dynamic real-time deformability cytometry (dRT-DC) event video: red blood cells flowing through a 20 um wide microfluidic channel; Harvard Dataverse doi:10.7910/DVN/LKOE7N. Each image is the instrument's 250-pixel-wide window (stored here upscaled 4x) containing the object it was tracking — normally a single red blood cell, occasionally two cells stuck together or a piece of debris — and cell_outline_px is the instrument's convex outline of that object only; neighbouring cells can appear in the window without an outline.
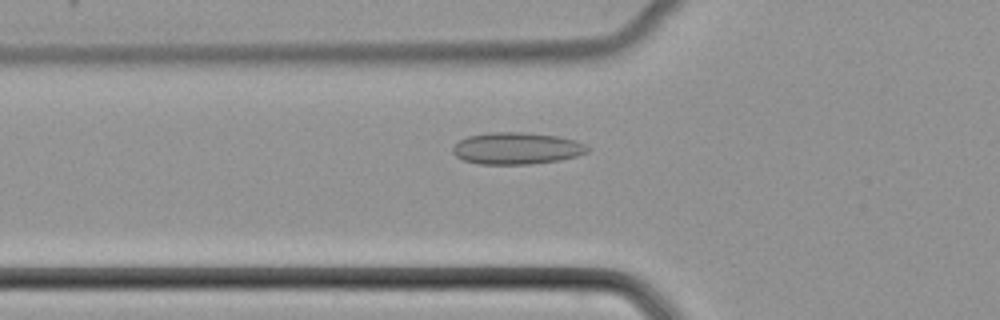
{"species": "common noctule bat (a hibernating species)", "species_latin": "Nyctalus noctula", "temperature_condition": "cold", "stored_images_in_passage": 51, "camera_frame_rate_fps": 3000, "um_per_image_px": 0.085, "animal": {"sex": "female", "body_mass_g": 22.7, "forearm_length_mm": 54.2}, "frame": {"image": 1, "passage_image": 18, "time_ms": 5.667, "image_size_px": [1000, 320], "cell_outline_px": [[592, 148], [588, 152], [576, 156], [560, 160], [532, 164], [480, 164], [464, 160], [456, 156], [452, 152], [452, 148], [460, 140], [468, 136], [488, 132], [524, 132], [560, 136], [576, 140]], "centroid_in_image_um": [43.95, 12.6], "position_along_channel_um": 81.8, "area_um2": 25.2}}
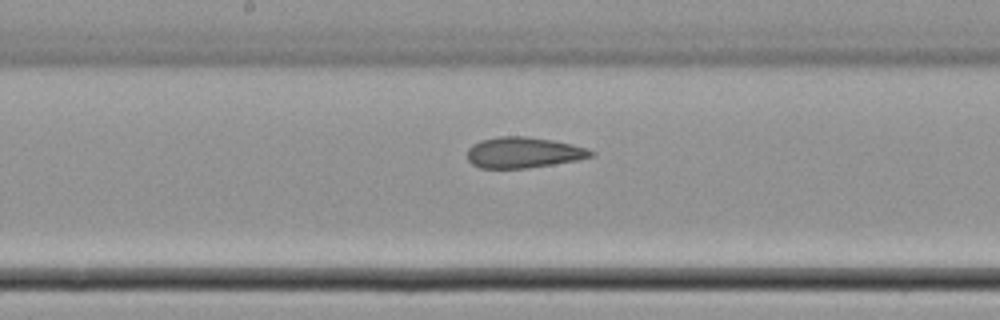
{"frame": {"image": 2, "passage_image": 27, "time_ms": 8.667, "image_size_px": [1000, 320], "cell_outline_px": [[596, 152], [592, 156], [576, 160], [528, 168], [480, 168], [472, 164], [468, 160], [468, 148], [472, 144], [480, 140], [500, 136], [528, 136], [552, 140], [572, 144], [588, 148]], "centroid_in_image_um": [44.48, 12.96], "position_along_channel_um": 203.7, "area_um2": 22.25}}
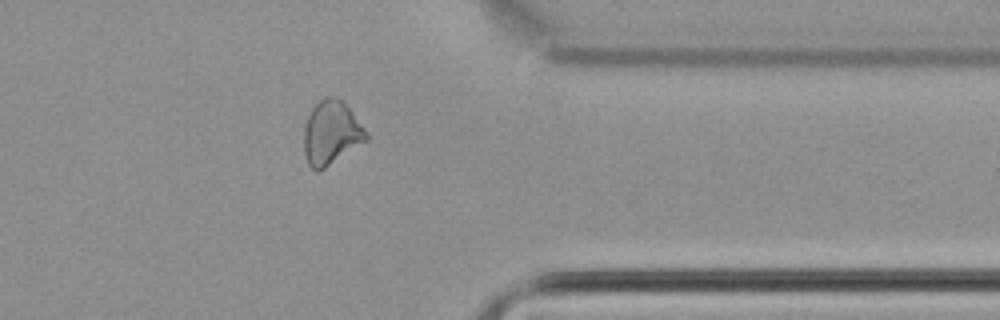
{"frame": {"image": 3, "passage_image": 41, "time_ms": 13.333, "image_size_px": [1000, 320], "cell_outline_px": [[368, 140], [320, 172], [316, 172], [308, 164], [304, 152], [304, 124], [312, 108], [324, 96], [336, 96], [348, 108], [368, 132]], "centroid_in_image_um": [28.15, 11.32], "position_along_channel_um": 383.3, "area_um2": 23.29}}